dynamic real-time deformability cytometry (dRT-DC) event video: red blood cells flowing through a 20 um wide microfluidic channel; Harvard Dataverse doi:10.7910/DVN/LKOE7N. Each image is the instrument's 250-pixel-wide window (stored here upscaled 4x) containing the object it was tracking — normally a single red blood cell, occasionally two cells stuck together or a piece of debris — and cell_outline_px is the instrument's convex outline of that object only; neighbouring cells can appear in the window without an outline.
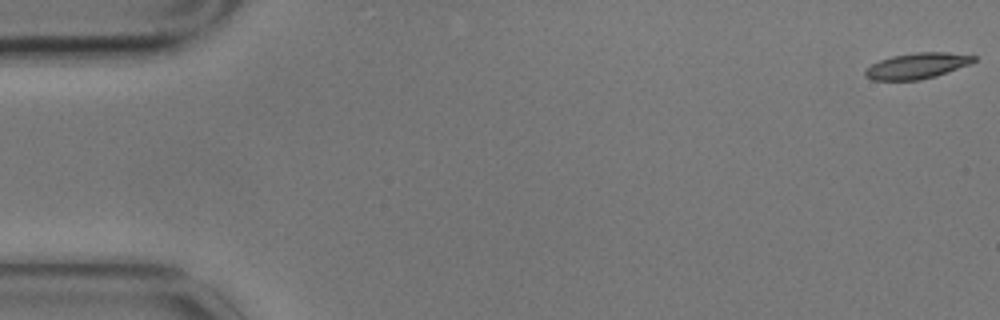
{"species": "common noctule bat (a hibernating species)", "species_latin": "Nyctalus noctula", "temperature_condition": "cold", "stored_images_in_passage": 10, "camera_frame_rate_fps": 3000, "um_per_image_px": 0.085, "animal": {"sex": "male", "body_mass_g": 17.9}, "frame": {"image": 1, "passage_image": 1, "time_ms": 0.0, "image_size_px": [1000, 320], "cell_outline_px": [[976, 60], [972, 64], [936, 76], [920, 80], [872, 80], [864, 76], [864, 68], [880, 60], [892, 56], [916, 52], [948, 52], [976, 56]], "centroid_in_image_um": [77.95, 5.6], "position_along_channel_um": 7.0, "area_um2": 16.53}}
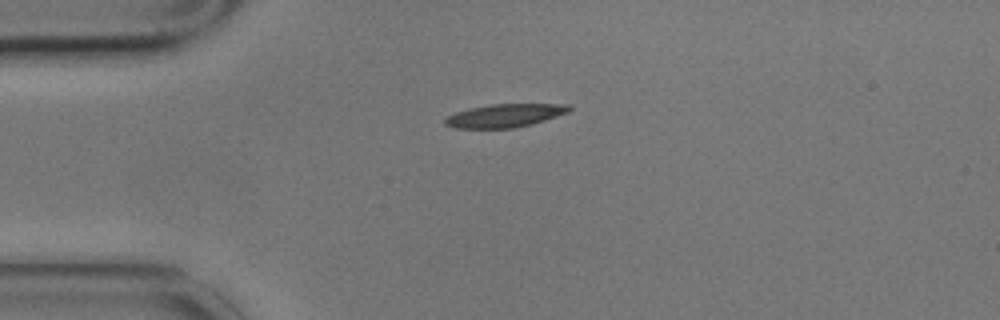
{"frame": {"image": 2, "passage_image": 4, "time_ms": 1.0, "image_size_px": [1000, 320], "cell_outline_px": [[572, 108], [568, 112], [532, 124], [516, 128], [456, 128], [444, 124], [444, 120], [448, 116], [456, 112], [468, 108], [492, 104], [568, 104]], "centroid_in_image_um": [42.9, 9.82], "position_along_channel_um": 42.1, "area_um2": 16.76}}
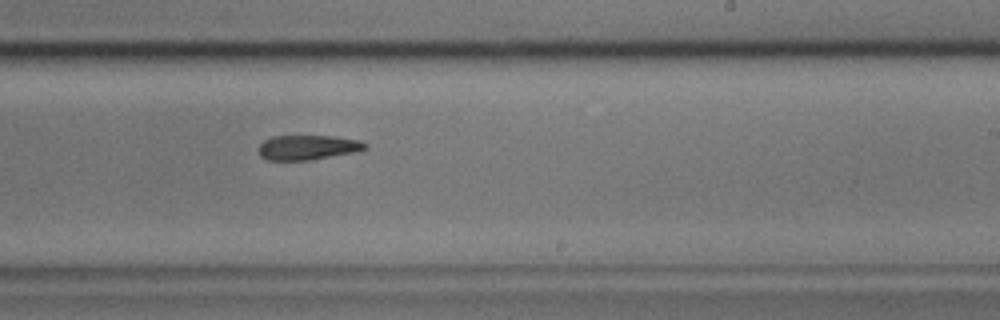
{"frame": {"image": 3, "passage_image": 10, "time_ms": 3.0, "image_size_px": [1000, 320], "cell_outline_px": [[368, 148], [360, 152], [312, 160], [268, 160], [260, 156], [256, 148], [264, 140], [272, 136], [336, 136], [360, 140], [368, 144]], "centroid_in_image_um": [26.2, 12.53], "position_along_channel_um": 262.8, "area_um2": 15.84}}